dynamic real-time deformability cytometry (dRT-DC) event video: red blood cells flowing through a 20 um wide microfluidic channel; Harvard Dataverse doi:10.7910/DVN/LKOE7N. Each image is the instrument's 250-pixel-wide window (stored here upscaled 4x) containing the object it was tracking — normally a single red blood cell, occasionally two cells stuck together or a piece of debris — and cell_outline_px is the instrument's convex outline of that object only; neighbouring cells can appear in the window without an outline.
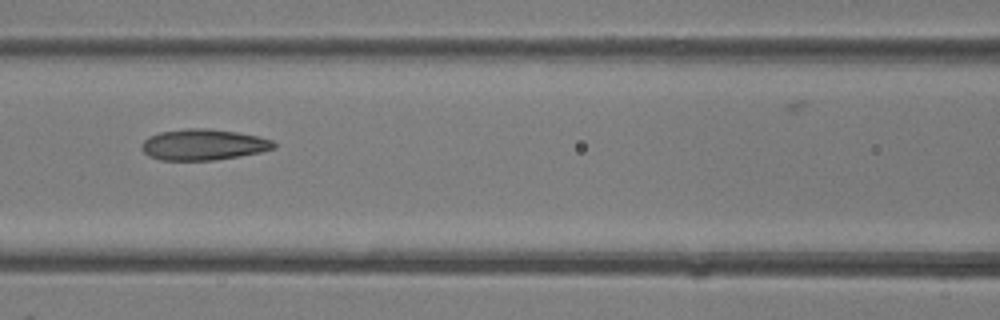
{"species": "common noctule bat (a hibernating species)", "species_latin": "Nyctalus noctula", "temperature_condition": "room temperature", "stored_images_in_passage": 6, "camera_frame_rate_fps": 3000, "um_per_image_px": 0.085, "animal": {"sex": "female"}, "frame": {"image": 1, "passage_image": 5, "time_ms": 1.333, "image_size_px": [1000, 320], "cell_outline_px": [[276, 148], [260, 152], [240, 156], [216, 160], [160, 160], [148, 156], [140, 148], [140, 144], [148, 136], [160, 132], [184, 128], [208, 128], [236, 132], [256, 136], [272, 140], [276, 144]], "centroid_in_image_um": [17.25, 12.29], "position_along_channel_um": 149.4, "area_um2": 24.04}}